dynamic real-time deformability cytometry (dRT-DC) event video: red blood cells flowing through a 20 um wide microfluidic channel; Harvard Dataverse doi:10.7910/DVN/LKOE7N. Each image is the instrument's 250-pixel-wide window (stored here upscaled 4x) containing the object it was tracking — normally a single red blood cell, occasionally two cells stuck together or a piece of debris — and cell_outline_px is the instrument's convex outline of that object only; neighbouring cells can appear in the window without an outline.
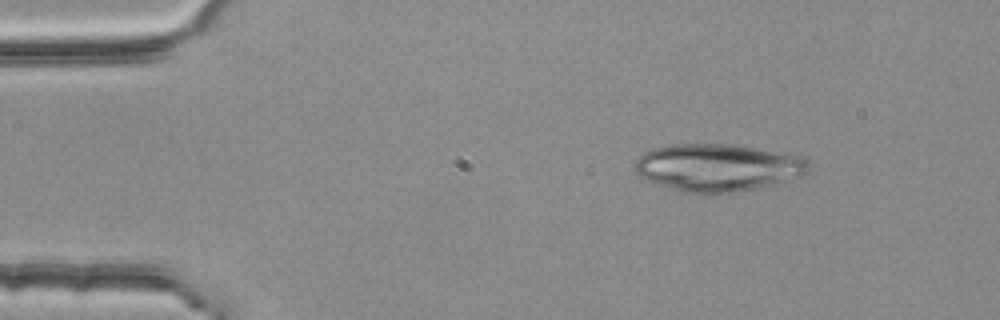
{"species": "common noctule bat (a hibernating species)", "species_latin": "Nyctalus noctula", "temperature_condition": "room temperature", "stored_images_in_passage": 3, "camera_frame_rate_fps": 3000, "um_per_image_px": 0.085, "animal": {"sex": "female", "body_mass_g": 25.1}, "frame": {"image": 1, "passage_image": 1, "time_ms": 0.0, "image_size_px": [1000, 320], "cell_outline_px": [[812, 168], [804, 176], [736, 192], [684, 192], [648, 180], [640, 176], [636, 172], [636, 160], [644, 152], [652, 148], [672, 144], [732, 144], [800, 156], [812, 160]], "centroid_in_image_um": [61.06, 14.21], "position_along_channel_um": 23.9, "area_um2": 47.57}}